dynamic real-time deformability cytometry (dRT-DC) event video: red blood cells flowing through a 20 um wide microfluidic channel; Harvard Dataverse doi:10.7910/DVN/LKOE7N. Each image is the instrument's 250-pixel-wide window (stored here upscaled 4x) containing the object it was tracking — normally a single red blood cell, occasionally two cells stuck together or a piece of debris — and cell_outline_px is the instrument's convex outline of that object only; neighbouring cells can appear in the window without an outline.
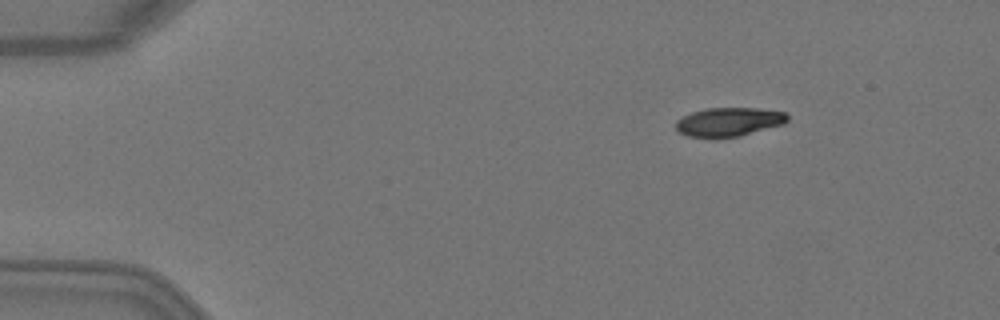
{"species": "Egyptian fruit bat (a non-hibernating species)", "species_latin": "Rousettus aegyptiacus", "temperature_condition": "warm", "stored_images_in_passage": 4, "camera_frame_rate_fps": 3000, "um_per_image_px": 0.085, "animal": {"sex": "female"}, "frame": {"image": 1, "passage_image": 1, "time_ms": 0.0, "image_size_px": [1000, 320], "cell_outline_px": [[788, 120], [784, 124], [740, 136], [716, 140], [688, 136], [680, 132], [676, 128], [676, 120], [692, 112], [708, 108], [756, 108], [788, 112]], "centroid_in_image_um": [61.96, 10.39], "position_along_channel_um": 23.0, "area_um2": 19.19}}